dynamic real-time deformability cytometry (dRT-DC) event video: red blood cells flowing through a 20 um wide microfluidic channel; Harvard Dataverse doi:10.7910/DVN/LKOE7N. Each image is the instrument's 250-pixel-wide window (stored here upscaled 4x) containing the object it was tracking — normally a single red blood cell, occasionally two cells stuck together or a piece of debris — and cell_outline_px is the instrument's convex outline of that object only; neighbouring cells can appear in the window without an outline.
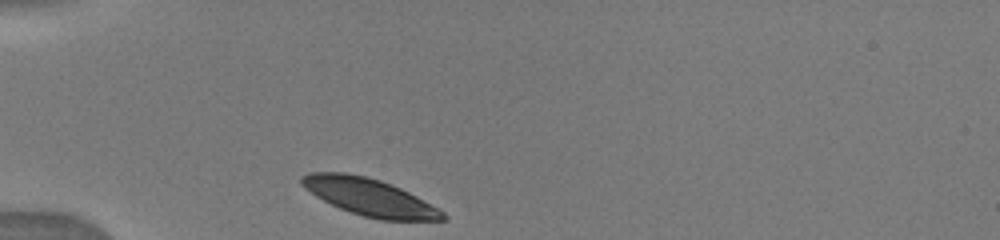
{"species": "human", "species_latin": "Homo sapiens", "temperature_condition": "warm", "stored_images_in_passage": 3, "camera_frame_rate_fps": 3000, "um_per_image_px": 0.085, "donor": {"sex": "male"}, "frame": {"image": 1, "passage_image": 1, "time_ms": 0.0, "image_size_px": [1000, 240], "cell_outline_px": [[448, 220], [380, 220], [364, 216], [340, 208], [316, 196], [304, 188], [300, 184], [300, 176], [308, 172], [348, 172], [368, 176], [392, 184], [440, 208], [448, 216]], "centroid_in_image_um": [31.42, 16.74], "position_along_channel_um": 53.6, "area_um2": 30.75}}
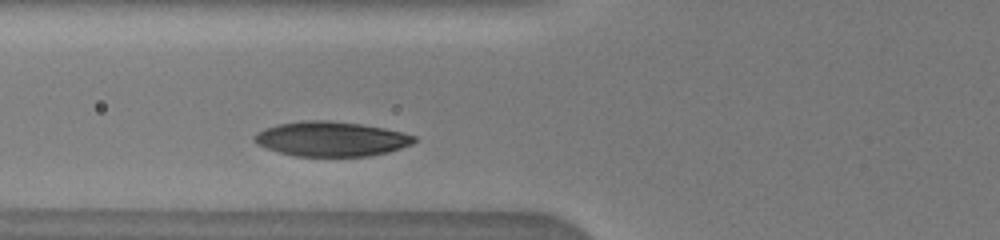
{"frame": {"image": 2, "passage_image": 3, "time_ms": 1.667, "image_size_px": [1000, 240], "cell_outline_px": [[416, 140], [412, 144], [388, 152], [368, 156], [296, 156], [280, 152], [256, 144], [252, 140], [252, 136], [256, 132], [264, 128], [276, 124], [300, 120], [328, 120], [360, 124], [384, 128], [416, 136]], "centroid_in_image_um": [28.1, 11.8], "position_along_channel_um": 97.7, "area_um2": 32.43}}